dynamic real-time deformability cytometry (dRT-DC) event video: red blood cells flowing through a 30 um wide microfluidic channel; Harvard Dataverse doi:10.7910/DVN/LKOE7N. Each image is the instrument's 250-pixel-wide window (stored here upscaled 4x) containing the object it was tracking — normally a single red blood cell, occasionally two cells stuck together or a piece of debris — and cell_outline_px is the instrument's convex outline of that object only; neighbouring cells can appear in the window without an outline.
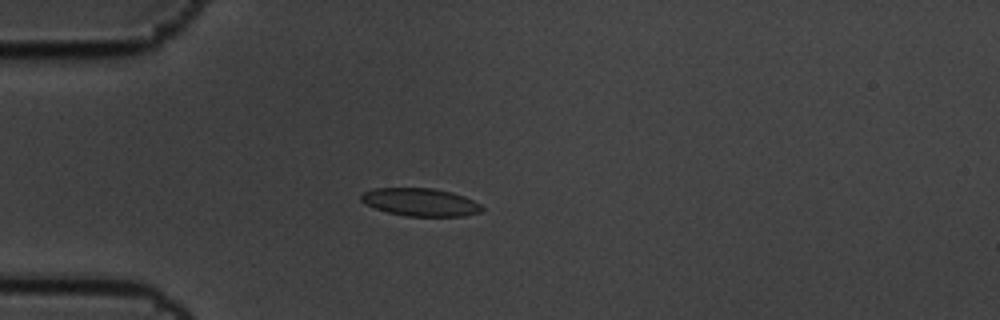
{"species": "common noctule bat (a hibernating species)", "species_latin": "Nyctalus noctula", "temperature_condition": "cold", "stored_images_in_passage": 3, "camera_frame_rate_fps": 3000, "um_per_image_px": 0.085, "animal": {"sex": "male", "body_mass_g": 19.5, "forearm_length_mm": 54.6}, "frame": {"image": 1, "passage_image": 3, "time_ms": 0.667, "image_size_px": [1000, 320], "cell_outline_px": [[484, 208], [480, 212], [464, 216], [404, 216], [388, 212], [364, 204], [360, 200], [360, 196], [364, 192], [372, 188], [432, 188], [452, 192], [464, 196], [480, 204]], "centroid_in_image_um": [35.71, 17.18], "position_along_channel_um": 49.3, "area_um2": 19.65}}